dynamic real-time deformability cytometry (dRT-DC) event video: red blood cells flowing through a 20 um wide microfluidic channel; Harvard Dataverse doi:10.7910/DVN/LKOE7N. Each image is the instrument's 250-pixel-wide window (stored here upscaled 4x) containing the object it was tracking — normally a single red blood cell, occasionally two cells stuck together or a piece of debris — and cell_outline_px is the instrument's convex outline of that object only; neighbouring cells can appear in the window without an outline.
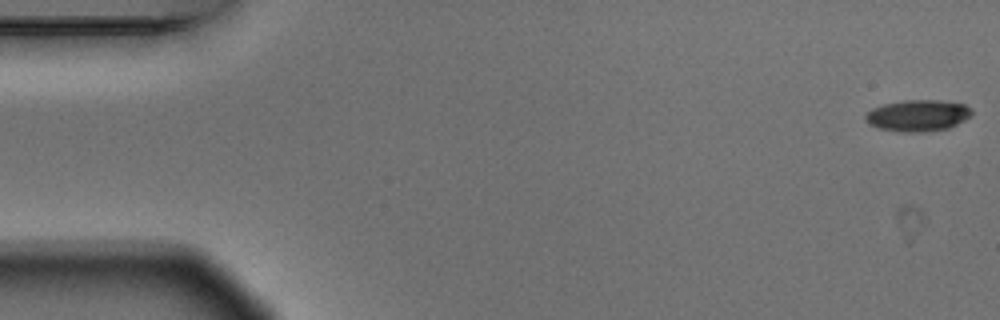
{"species": "Egyptian fruit bat (a non-hibernating species)", "species_latin": "Rousettus aegyptiacus", "temperature_condition": "warm", "stored_images_in_passage": 4, "camera_frame_rate_fps": 3000, "um_per_image_px": 0.085, "animal": {"sex": "male"}, "frame": {"image": 1, "passage_image": 1, "time_ms": 0.0, "image_size_px": [1000, 320], "cell_outline_px": [[972, 116], [948, 128], [924, 132], [896, 132], [876, 128], [868, 124], [864, 116], [872, 108], [884, 104], [904, 100], [940, 100], [964, 104], [972, 108]], "centroid_in_image_um": [78.0, 9.83], "position_along_channel_um": 7.0, "area_um2": 19.71}}
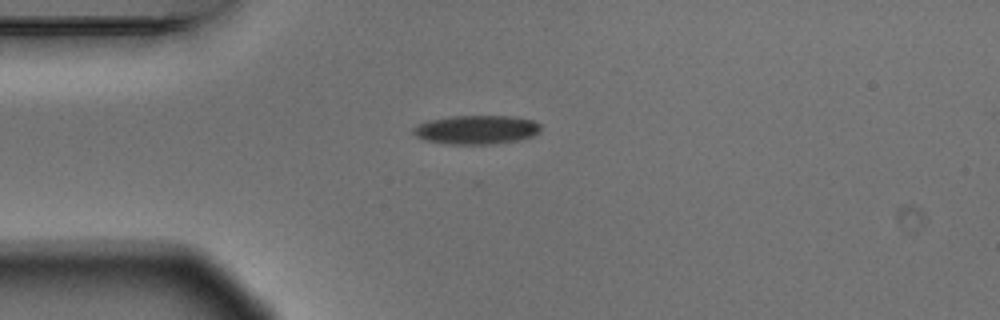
{"frame": {"image": 2, "passage_image": 4, "time_ms": 1.0, "image_size_px": [1000, 320], "cell_outline_px": [[540, 128], [532, 136], [520, 140], [492, 144], [448, 144], [424, 140], [416, 136], [412, 132], [412, 128], [416, 124], [428, 120], [452, 116], [508, 116], [532, 120], [540, 124]], "centroid_in_image_um": [40.43, 11.03], "position_along_channel_um": 44.6, "area_um2": 21.44}}